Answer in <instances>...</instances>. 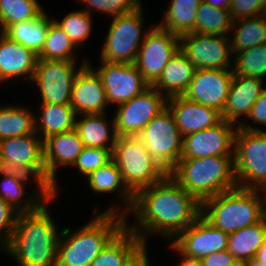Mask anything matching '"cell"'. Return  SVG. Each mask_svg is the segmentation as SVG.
<instances>
[{
    "mask_svg": "<svg viewBox=\"0 0 266 266\" xmlns=\"http://www.w3.org/2000/svg\"><path fill=\"white\" fill-rule=\"evenodd\" d=\"M129 215L133 216L131 223ZM201 215V204L169 174L134 195L125 225L148 247L149 238L169 243ZM149 240V241H148Z\"/></svg>",
    "mask_w": 266,
    "mask_h": 266,
    "instance_id": "obj_1",
    "label": "cell"
},
{
    "mask_svg": "<svg viewBox=\"0 0 266 266\" xmlns=\"http://www.w3.org/2000/svg\"><path fill=\"white\" fill-rule=\"evenodd\" d=\"M50 196L35 211L20 213L8 247L3 251L17 266H56L62 229L49 209Z\"/></svg>",
    "mask_w": 266,
    "mask_h": 266,
    "instance_id": "obj_2",
    "label": "cell"
},
{
    "mask_svg": "<svg viewBox=\"0 0 266 266\" xmlns=\"http://www.w3.org/2000/svg\"><path fill=\"white\" fill-rule=\"evenodd\" d=\"M78 229L63 227L57 246L56 266H90L106 244L125 226L126 217L118 213H100Z\"/></svg>",
    "mask_w": 266,
    "mask_h": 266,
    "instance_id": "obj_3",
    "label": "cell"
},
{
    "mask_svg": "<svg viewBox=\"0 0 266 266\" xmlns=\"http://www.w3.org/2000/svg\"><path fill=\"white\" fill-rule=\"evenodd\" d=\"M169 175L200 204L237 187L234 155L180 159Z\"/></svg>",
    "mask_w": 266,
    "mask_h": 266,
    "instance_id": "obj_4",
    "label": "cell"
},
{
    "mask_svg": "<svg viewBox=\"0 0 266 266\" xmlns=\"http://www.w3.org/2000/svg\"><path fill=\"white\" fill-rule=\"evenodd\" d=\"M201 215L224 233H234L266 217L262 191L236 187L222 192L201 204Z\"/></svg>",
    "mask_w": 266,
    "mask_h": 266,
    "instance_id": "obj_5",
    "label": "cell"
},
{
    "mask_svg": "<svg viewBox=\"0 0 266 266\" xmlns=\"http://www.w3.org/2000/svg\"><path fill=\"white\" fill-rule=\"evenodd\" d=\"M112 160L134 195L140 189L158 183L168 174L156 163L137 136L117 137Z\"/></svg>",
    "mask_w": 266,
    "mask_h": 266,
    "instance_id": "obj_6",
    "label": "cell"
},
{
    "mask_svg": "<svg viewBox=\"0 0 266 266\" xmlns=\"http://www.w3.org/2000/svg\"><path fill=\"white\" fill-rule=\"evenodd\" d=\"M143 3L133 12L113 17L104 43L100 49V61L112 63H135L138 49L146 34L155 25H144ZM152 24V25H151ZM145 28V29H144Z\"/></svg>",
    "mask_w": 266,
    "mask_h": 266,
    "instance_id": "obj_7",
    "label": "cell"
},
{
    "mask_svg": "<svg viewBox=\"0 0 266 266\" xmlns=\"http://www.w3.org/2000/svg\"><path fill=\"white\" fill-rule=\"evenodd\" d=\"M234 170L237 187L262 190L266 186V130L249 131L237 127Z\"/></svg>",
    "mask_w": 266,
    "mask_h": 266,
    "instance_id": "obj_8",
    "label": "cell"
},
{
    "mask_svg": "<svg viewBox=\"0 0 266 266\" xmlns=\"http://www.w3.org/2000/svg\"><path fill=\"white\" fill-rule=\"evenodd\" d=\"M137 137L168 174L176 167L182 154L183 137L168 107L157 114Z\"/></svg>",
    "mask_w": 266,
    "mask_h": 266,
    "instance_id": "obj_9",
    "label": "cell"
},
{
    "mask_svg": "<svg viewBox=\"0 0 266 266\" xmlns=\"http://www.w3.org/2000/svg\"><path fill=\"white\" fill-rule=\"evenodd\" d=\"M87 59H82L79 66L73 60L38 59L31 82L37 86L40 103L70 104L75 77L88 63Z\"/></svg>",
    "mask_w": 266,
    "mask_h": 266,
    "instance_id": "obj_10",
    "label": "cell"
},
{
    "mask_svg": "<svg viewBox=\"0 0 266 266\" xmlns=\"http://www.w3.org/2000/svg\"><path fill=\"white\" fill-rule=\"evenodd\" d=\"M0 155L6 170L32 176L47 189L43 140L38 134L0 140Z\"/></svg>",
    "mask_w": 266,
    "mask_h": 266,
    "instance_id": "obj_11",
    "label": "cell"
},
{
    "mask_svg": "<svg viewBox=\"0 0 266 266\" xmlns=\"http://www.w3.org/2000/svg\"><path fill=\"white\" fill-rule=\"evenodd\" d=\"M168 98L149 86L141 94L115 107L114 121L118 137L137 136L145 126L167 107Z\"/></svg>",
    "mask_w": 266,
    "mask_h": 266,
    "instance_id": "obj_12",
    "label": "cell"
},
{
    "mask_svg": "<svg viewBox=\"0 0 266 266\" xmlns=\"http://www.w3.org/2000/svg\"><path fill=\"white\" fill-rule=\"evenodd\" d=\"M180 50L196 69H232L229 36L188 33L180 37Z\"/></svg>",
    "mask_w": 266,
    "mask_h": 266,
    "instance_id": "obj_13",
    "label": "cell"
},
{
    "mask_svg": "<svg viewBox=\"0 0 266 266\" xmlns=\"http://www.w3.org/2000/svg\"><path fill=\"white\" fill-rule=\"evenodd\" d=\"M179 49L180 37L155 24L140 45L134 64L143 79L151 86Z\"/></svg>",
    "mask_w": 266,
    "mask_h": 266,
    "instance_id": "obj_14",
    "label": "cell"
},
{
    "mask_svg": "<svg viewBox=\"0 0 266 266\" xmlns=\"http://www.w3.org/2000/svg\"><path fill=\"white\" fill-rule=\"evenodd\" d=\"M88 59V64L101 77L106 91L109 106L126 103L133 97L141 94L150 85L143 79L142 74L134 63H112L99 61L96 68Z\"/></svg>",
    "mask_w": 266,
    "mask_h": 266,
    "instance_id": "obj_15",
    "label": "cell"
},
{
    "mask_svg": "<svg viewBox=\"0 0 266 266\" xmlns=\"http://www.w3.org/2000/svg\"><path fill=\"white\" fill-rule=\"evenodd\" d=\"M83 147L75 129L52 135L43 141L47 190L50 196L59 197L61 189L57 181V172L60 168H71Z\"/></svg>",
    "mask_w": 266,
    "mask_h": 266,
    "instance_id": "obj_16",
    "label": "cell"
},
{
    "mask_svg": "<svg viewBox=\"0 0 266 266\" xmlns=\"http://www.w3.org/2000/svg\"><path fill=\"white\" fill-rule=\"evenodd\" d=\"M237 126L222 120L219 124L183 137L180 159L234 155Z\"/></svg>",
    "mask_w": 266,
    "mask_h": 266,
    "instance_id": "obj_17",
    "label": "cell"
},
{
    "mask_svg": "<svg viewBox=\"0 0 266 266\" xmlns=\"http://www.w3.org/2000/svg\"><path fill=\"white\" fill-rule=\"evenodd\" d=\"M229 234L215 228L200 215L187 229L180 232L171 243L183 254L202 260L215 252L228 248Z\"/></svg>",
    "mask_w": 266,
    "mask_h": 266,
    "instance_id": "obj_18",
    "label": "cell"
},
{
    "mask_svg": "<svg viewBox=\"0 0 266 266\" xmlns=\"http://www.w3.org/2000/svg\"><path fill=\"white\" fill-rule=\"evenodd\" d=\"M233 75L232 69H196L183 96L222 113Z\"/></svg>",
    "mask_w": 266,
    "mask_h": 266,
    "instance_id": "obj_19",
    "label": "cell"
},
{
    "mask_svg": "<svg viewBox=\"0 0 266 266\" xmlns=\"http://www.w3.org/2000/svg\"><path fill=\"white\" fill-rule=\"evenodd\" d=\"M84 179L87 180L85 181L87 187L98 196L115 194L112 197H115L116 202L112 199L113 204L102 209V211L100 209V213H118L126 217L131 211L134 194L125 185L121 172L113 160L99 167Z\"/></svg>",
    "mask_w": 266,
    "mask_h": 266,
    "instance_id": "obj_20",
    "label": "cell"
},
{
    "mask_svg": "<svg viewBox=\"0 0 266 266\" xmlns=\"http://www.w3.org/2000/svg\"><path fill=\"white\" fill-rule=\"evenodd\" d=\"M0 176V198L20 213L35 211L50 197V192L37 179L25 173L5 170ZM32 183L34 188L28 196L25 193Z\"/></svg>",
    "mask_w": 266,
    "mask_h": 266,
    "instance_id": "obj_21",
    "label": "cell"
},
{
    "mask_svg": "<svg viewBox=\"0 0 266 266\" xmlns=\"http://www.w3.org/2000/svg\"><path fill=\"white\" fill-rule=\"evenodd\" d=\"M70 105L77 116L108 113L106 111L110 106L102 79L88 63L75 77Z\"/></svg>",
    "mask_w": 266,
    "mask_h": 266,
    "instance_id": "obj_22",
    "label": "cell"
},
{
    "mask_svg": "<svg viewBox=\"0 0 266 266\" xmlns=\"http://www.w3.org/2000/svg\"><path fill=\"white\" fill-rule=\"evenodd\" d=\"M37 61L38 55L33 50L0 32V86L9 81L12 84L32 81Z\"/></svg>",
    "mask_w": 266,
    "mask_h": 266,
    "instance_id": "obj_23",
    "label": "cell"
},
{
    "mask_svg": "<svg viewBox=\"0 0 266 266\" xmlns=\"http://www.w3.org/2000/svg\"><path fill=\"white\" fill-rule=\"evenodd\" d=\"M167 107L182 137L211 128L223 120L217 110L188 100L183 95L169 97Z\"/></svg>",
    "mask_w": 266,
    "mask_h": 266,
    "instance_id": "obj_24",
    "label": "cell"
},
{
    "mask_svg": "<svg viewBox=\"0 0 266 266\" xmlns=\"http://www.w3.org/2000/svg\"><path fill=\"white\" fill-rule=\"evenodd\" d=\"M266 82L259 78L233 75L229 93L221 113L223 120L237 127L248 117ZM242 120V121H241Z\"/></svg>",
    "mask_w": 266,
    "mask_h": 266,
    "instance_id": "obj_25",
    "label": "cell"
},
{
    "mask_svg": "<svg viewBox=\"0 0 266 266\" xmlns=\"http://www.w3.org/2000/svg\"><path fill=\"white\" fill-rule=\"evenodd\" d=\"M106 114L108 115V113H102L77 116L74 129L84 147L113 150L118 136L114 116L109 119Z\"/></svg>",
    "mask_w": 266,
    "mask_h": 266,
    "instance_id": "obj_26",
    "label": "cell"
},
{
    "mask_svg": "<svg viewBox=\"0 0 266 266\" xmlns=\"http://www.w3.org/2000/svg\"><path fill=\"white\" fill-rule=\"evenodd\" d=\"M145 247L142 240L125 225L90 266H127Z\"/></svg>",
    "mask_w": 266,
    "mask_h": 266,
    "instance_id": "obj_27",
    "label": "cell"
},
{
    "mask_svg": "<svg viewBox=\"0 0 266 266\" xmlns=\"http://www.w3.org/2000/svg\"><path fill=\"white\" fill-rule=\"evenodd\" d=\"M196 68L179 49L167 62L159 78L151 85L167 98L183 95Z\"/></svg>",
    "mask_w": 266,
    "mask_h": 266,
    "instance_id": "obj_28",
    "label": "cell"
},
{
    "mask_svg": "<svg viewBox=\"0 0 266 266\" xmlns=\"http://www.w3.org/2000/svg\"><path fill=\"white\" fill-rule=\"evenodd\" d=\"M39 104V112L35 114V131L43 141L74 129L77 114L70 104Z\"/></svg>",
    "mask_w": 266,
    "mask_h": 266,
    "instance_id": "obj_29",
    "label": "cell"
},
{
    "mask_svg": "<svg viewBox=\"0 0 266 266\" xmlns=\"http://www.w3.org/2000/svg\"><path fill=\"white\" fill-rule=\"evenodd\" d=\"M202 0H170L166 9L162 10L159 28L181 37L195 32L196 11Z\"/></svg>",
    "mask_w": 266,
    "mask_h": 266,
    "instance_id": "obj_30",
    "label": "cell"
},
{
    "mask_svg": "<svg viewBox=\"0 0 266 266\" xmlns=\"http://www.w3.org/2000/svg\"><path fill=\"white\" fill-rule=\"evenodd\" d=\"M18 104H13V102L7 105L6 103L0 104V140L37 134L35 131L36 110L35 112L31 110L29 105Z\"/></svg>",
    "mask_w": 266,
    "mask_h": 266,
    "instance_id": "obj_31",
    "label": "cell"
},
{
    "mask_svg": "<svg viewBox=\"0 0 266 266\" xmlns=\"http://www.w3.org/2000/svg\"><path fill=\"white\" fill-rule=\"evenodd\" d=\"M49 16L45 10L36 19L9 25L2 33L38 55L43 49L49 24L53 20Z\"/></svg>",
    "mask_w": 266,
    "mask_h": 266,
    "instance_id": "obj_32",
    "label": "cell"
},
{
    "mask_svg": "<svg viewBox=\"0 0 266 266\" xmlns=\"http://www.w3.org/2000/svg\"><path fill=\"white\" fill-rule=\"evenodd\" d=\"M266 237V217L255 224L229 234L227 250L238 262L246 263L255 258Z\"/></svg>",
    "mask_w": 266,
    "mask_h": 266,
    "instance_id": "obj_33",
    "label": "cell"
},
{
    "mask_svg": "<svg viewBox=\"0 0 266 266\" xmlns=\"http://www.w3.org/2000/svg\"><path fill=\"white\" fill-rule=\"evenodd\" d=\"M230 31L229 38L232 55L266 44V17L259 15L234 20Z\"/></svg>",
    "mask_w": 266,
    "mask_h": 266,
    "instance_id": "obj_34",
    "label": "cell"
},
{
    "mask_svg": "<svg viewBox=\"0 0 266 266\" xmlns=\"http://www.w3.org/2000/svg\"><path fill=\"white\" fill-rule=\"evenodd\" d=\"M233 21L230 10L215 8L201 1L196 11L195 32L229 36Z\"/></svg>",
    "mask_w": 266,
    "mask_h": 266,
    "instance_id": "obj_35",
    "label": "cell"
},
{
    "mask_svg": "<svg viewBox=\"0 0 266 266\" xmlns=\"http://www.w3.org/2000/svg\"><path fill=\"white\" fill-rule=\"evenodd\" d=\"M77 50L69 36L52 20L48 27L43 49L38 54V59L77 61L76 59H79Z\"/></svg>",
    "mask_w": 266,
    "mask_h": 266,
    "instance_id": "obj_36",
    "label": "cell"
},
{
    "mask_svg": "<svg viewBox=\"0 0 266 266\" xmlns=\"http://www.w3.org/2000/svg\"><path fill=\"white\" fill-rule=\"evenodd\" d=\"M93 17L94 15L92 16L81 8L68 12L61 17L62 19L55 17H52V19L69 36L71 42L78 49L77 52H79L92 35V30H94Z\"/></svg>",
    "mask_w": 266,
    "mask_h": 266,
    "instance_id": "obj_37",
    "label": "cell"
},
{
    "mask_svg": "<svg viewBox=\"0 0 266 266\" xmlns=\"http://www.w3.org/2000/svg\"><path fill=\"white\" fill-rule=\"evenodd\" d=\"M232 72L234 75L266 79V44L233 54Z\"/></svg>",
    "mask_w": 266,
    "mask_h": 266,
    "instance_id": "obj_38",
    "label": "cell"
},
{
    "mask_svg": "<svg viewBox=\"0 0 266 266\" xmlns=\"http://www.w3.org/2000/svg\"><path fill=\"white\" fill-rule=\"evenodd\" d=\"M44 11L38 0H0V32L17 22L36 19Z\"/></svg>",
    "mask_w": 266,
    "mask_h": 266,
    "instance_id": "obj_39",
    "label": "cell"
},
{
    "mask_svg": "<svg viewBox=\"0 0 266 266\" xmlns=\"http://www.w3.org/2000/svg\"><path fill=\"white\" fill-rule=\"evenodd\" d=\"M75 3L83 4L84 11L93 15L94 10L109 19L133 12L142 3L141 0H76Z\"/></svg>",
    "mask_w": 266,
    "mask_h": 266,
    "instance_id": "obj_40",
    "label": "cell"
},
{
    "mask_svg": "<svg viewBox=\"0 0 266 266\" xmlns=\"http://www.w3.org/2000/svg\"><path fill=\"white\" fill-rule=\"evenodd\" d=\"M111 160L112 151L110 149L83 147L72 168H75L80 176L86 178L90 173Z\"/></svg>",
    "mask_w": 266,
    "mask_h": 266,
    "instance_id": "obj_41",
    "label": "cell"
},
{
    "mask_svg": "<svg viewBox=\"0 0 266 266\" xmlns=\"http://www.w3.org/2000/svg\"><path fill=\"white\" fill-rule=\"evenodd\" d=\"M19 214L18 210L0 198V252L10 244Z\"/></svg>",
    "mask_w": 266,
    "mask_h": 266,
    "instance_id": "obj_42",
    "label": "cell"
},
{
    "mask_svg": "<svg viewBox=\"0 0 266 266\" xmlns=\"http://www.w3.org/2000/svg\"><path fill=\"white\" fill-rule=\"evenodd\" d=\"M246 120L241 123L239 128L249 131H265L264 127L266 126V87H263L260 97L253 104ZM248 120L251 124L248 123ZM254 123L255 125L257 124V127L253 126ZM260 126H262L263 128Z\"/></svg>",
    "mask_w": 266,
    "mask_h": 266,
    "instance_id": "obj_43",
    "label": "cell"
},
{
    "mask_svg": "<svg viewBox=\"0 0 266 266\" xmlns=\"http://www.w3.org/2000/svg\"><path fill=\"white\" fill-rule=\"evenodd\" d=\"M230 12L233 20L263 15V7L257 0H231Z\"/></svg>",
    "mask_w": 266,
    "mask_h": 266,
    "instance_id": "obj_44",
    "label": "cell"
},
{
    "mask_svg": "<svg viewBox=\"0 0 266 266\" xmlns=\"http://www.w3.org/2000/svg\"><path fill=\"white\" fill-rule=\"evenodd\" d=\"M201 261L203 266H234L238 263L228 250L210 254Z\"/></svg>",
    "mask_w": 266,
    "mask_h": 266,
    "instance_id": "obj_45",
    "label": "cell"
},
{
    "mask_svg": "<svg viewBox=\"0 0 266 266\" xmlns=\"http://www.w3.org/2000/svg\"><path fill=\"white\" fill-rule=\"evenodd\" d=\"M168 245V250H172L175 253H179L180 260L178 266H203L202 261L193 257L183 255L171 242ZM171 248V249H170ZM177 266V265H176Z\"/></svg>",
    "mask_w": 266,
    "mask_h": 266,
    "instance_id": "obj_46",
    "label": "cell"
},
{
    "mask_svg": "<svg viewBox=\"0 0 266 266\" xmlns=\"http://www.w3.org/2000/svg\"><path fill=\"white\" fill-rule=\"evenodd\" d=\"M148 248L145 247L127 266H151Z\"/></svg>",
    "mask_w": 266,
    "mask_h": 266,
    "instance_id": "obj_47",
    "label": "cell"
},
{
    "mask_svg": "<svg viewBox=\"0 0 266 266\" xmlns=\"http://www.w3.org/2000/svg\"><path fill=\"white\" fill-rule=\"evenodd\" d=\"M215 8L230 10L231 0H202Z\"/></svg>",
    "mask_w": 266,
    "mask_h": 266,
    "instance_id": "obj_48",
    "label": "cell"
},
{
    "mask_svg": "<svg viewBox=\"0 0 266 266\" xmlns=\"http://www.w3.org/2000/svg\"><path fill=\"white\" fill-rule=\"evenodd\" d=\"M254 260L257 262H265L266 263V237L264 239L263 244L257 250V253H256Z\"/></svg>",
    "mask_w": 266,
    "mask_h": 266,
    "instance_id": "obj_49",
    "label": "cell"
},
{
    "mask_svg": "<svg viewBox=\"0 0 266 266\" xmlns=\"http://www.w3.org/2000/svg\"><path fill=\"white\" fill-rule=\"evenodd\" d=\"M246 266H266L265 262H257L254 259L245 263Z\"/></svg>",
    "mask_w": 266,
    "mask_h": 266,
    "instance_id": "obj_50",
    "label": "cell"
},
{
    "mask_svg": "<svg viewBox=\"0 0 266 266\" xmlns=\"http://www.w3.org/2000/svg\"><path fill=\"white\" fill-rule=\"evenodd\" d=\"M6 170L5 164L3 162V158L0 155V174Z\"/></svg>",
    "mask_w": 266,
    "mask_h": 266,
    "instance_id": "obj_51",
    "label": "cell"
},
{
    "mask_svg": "<svg viewBox=\"0 0 266 266\" xmlns=\"http://www.w3.org/2000/svg\"><path fill=\"white\" fill-rule=\"evenodd\" d=\"M264 197L265 214H266V186L261 190Z\"/></svg>",
    "mask_w": 266,
    "mask_h": 266,
    "instance_id": "obj_52",
    "label": "cell"
},
{
    "mask_svg": "<svg viewBox=\"0 0 266 266\" xmlns=\"http://www.w3.org/2000/svg\"><path fill=\"white\" fill-rule=\"evenodd\" d=\"M257 2L264 7L266 5V0H257Z\"/></svg>",
    "mask_w": 266,
    "mask_h": 266,
    "instance_id": "obj_53",
    "label": "cell"
},
{
    "mask_svg": "<svg viewBox=\"0 0 266 266\" xmlns=\"http://www.w3.org/2000/svg\"><path fill=\"white\" fill-rule=\"evenodd\" d=\"M234 266H246V264L245 263H243V262H238L237 264H235Z\"/></svg>",
    "mask_w": 266,
    "mask_h": 266,
    "instance_id": "obj_54",
    "label": "cell"
}]
</instances>
